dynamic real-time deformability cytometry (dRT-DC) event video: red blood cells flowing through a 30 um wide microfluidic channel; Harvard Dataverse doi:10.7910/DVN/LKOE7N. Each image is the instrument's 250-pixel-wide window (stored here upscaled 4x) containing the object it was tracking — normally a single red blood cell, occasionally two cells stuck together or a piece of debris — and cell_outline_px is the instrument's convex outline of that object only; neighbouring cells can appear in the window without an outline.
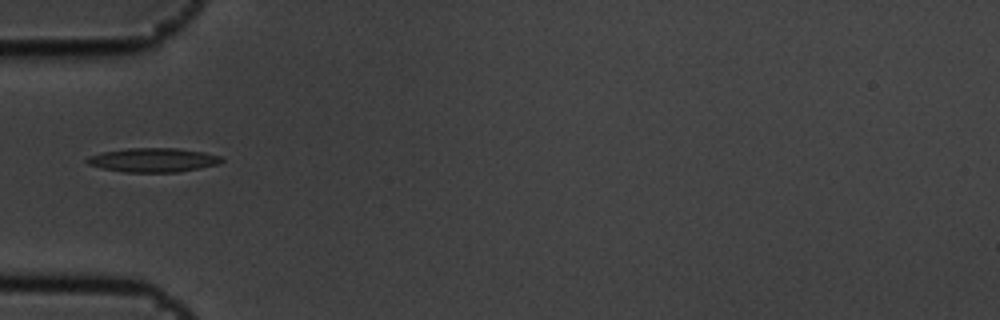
{"species": "common noctule bat (a hibernating species)", "species_latin": "Nyctalus noctula", "temperature_condition": "cold", "stored_images_in_passage": 9, "camera_frame_rate_fps": 3000, "um_per_image_px": 0.085, "animal": {"sex": "male", "body_mass_g": 19.5, "forearm_length_mm": 54.6}, "frame": {"image": 1, "passage_image": 3, "time_ms": 0.667, "image_size_px": [1000, 320], "cell_outline_px": [[224, 160], [220, 164], [200, 168], [176, 172], [124, 172], [100, 168], [88, 164], [84, 160], [88, 156], [100, 152], [128, 148], [176, 148], [204, 152], [220, 156]], "centroid_in_image_um": [12.99, 13.6], "position_along_channel_um": 72.0, "area_um2": 19.02}}
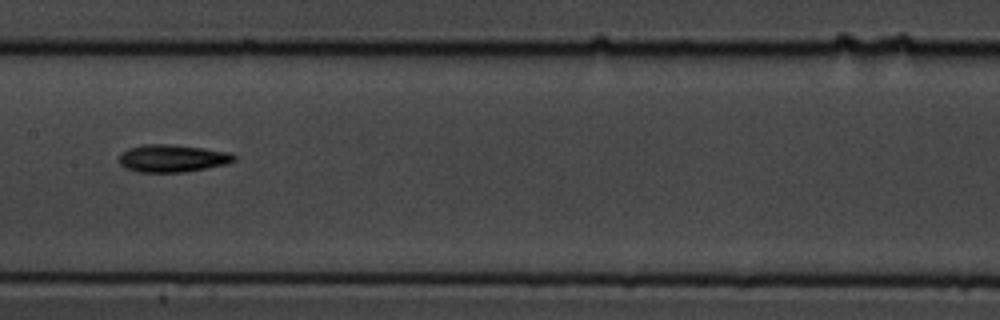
{"frame": {"image": 2, "passage_image": 6, "time_ms": 1.667, "image_size_px": [1000, 320], "cell_outline_px": [[236, 160], [228, 164], [184, 172], [140, 172], [128, 168], [120, 164], [120, 152], [128, 148], [144, 144], [172, 144], [204, 148], [228, 152], [236, 156]], "centroid_in_image_um": [14.67, 13.45], "position_along_channel_um": 192.7, "area_um2": 18.44}}
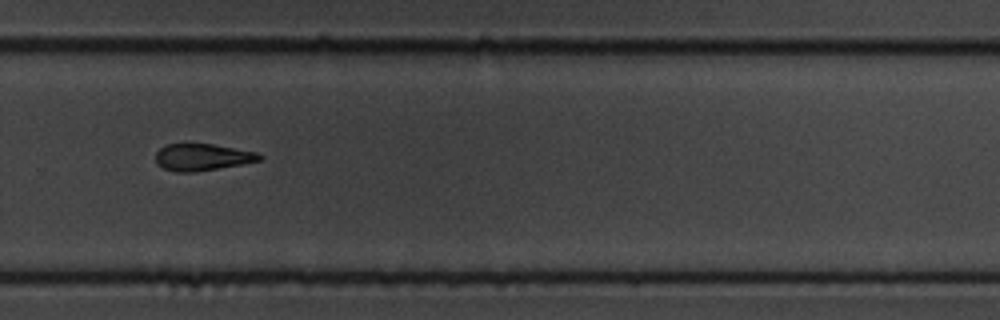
{"frame": {"image": 3, "passage_image": 9, "time_ms": 2.667, "image_size_px": [1000, 320], "cell_outline_px": [[264, 156], [260, 160], [240, 164], [196, 172], [176, 172], [164, 168], [156, 164], [156, 152], [160, 148], [168, 144], [188, 140], [212, 144], [256, 152]], "centroid_in_image_um": [17.13, 13.31], "position_along_channel_um": 312.7, "area_um2": 16.7}}